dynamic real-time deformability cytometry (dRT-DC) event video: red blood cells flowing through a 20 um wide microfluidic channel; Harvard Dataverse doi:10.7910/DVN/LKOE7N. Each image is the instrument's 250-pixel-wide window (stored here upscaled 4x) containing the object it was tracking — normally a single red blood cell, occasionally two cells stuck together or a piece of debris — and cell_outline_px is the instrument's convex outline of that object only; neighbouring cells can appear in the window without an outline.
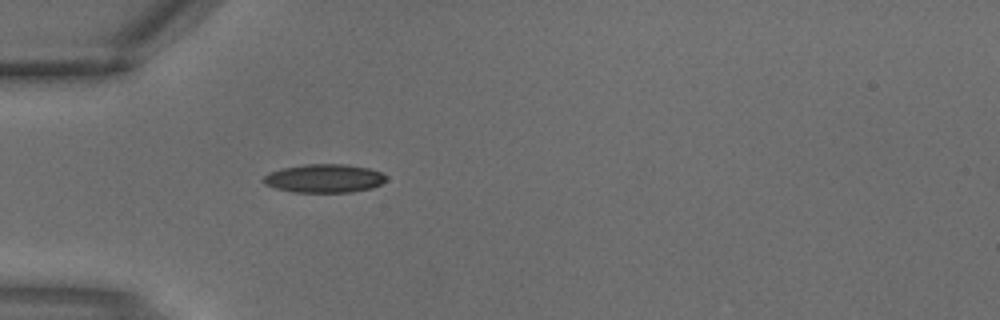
{"species": "common noctule bat (a hibernating species)", "species_latin": "Nyctalus noctula", "temperature_condition": "warm", "stored_images_in_passage": 2, "segment_of_instrument_passage": [1, 2], "camera_frame_rate_fps": 3000, "um_per_image_px": 0.085, "animal": {"sex": "male", "body_mass_g": 18.8}, "frame": {"image": 1, "passage_image": 1, "time_ms": 0.0, "image_size_px": [1000, 320], "cell_outline_px": [[388, 180], [372, 188], [352, 192], [292, 192], [276, 188], [264, 184], [260, 180], [268, 172], [280, 168], [308, 164], [348, 164], [368, 168], [380, 172], [388, 176]], "centroid_in_image_um": [27.55, 15.16], "position_along_channel_um": 57.5, "area_um2": 20.63}}